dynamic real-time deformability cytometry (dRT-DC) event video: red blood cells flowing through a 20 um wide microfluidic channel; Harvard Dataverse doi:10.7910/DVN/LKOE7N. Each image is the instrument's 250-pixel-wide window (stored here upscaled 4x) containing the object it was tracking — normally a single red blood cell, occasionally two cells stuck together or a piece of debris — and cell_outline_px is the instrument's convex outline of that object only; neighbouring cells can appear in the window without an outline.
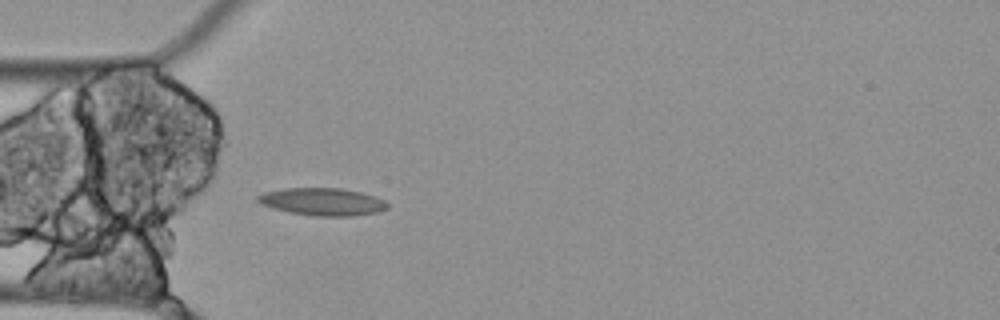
{"species": "Egyptian fruit bat (a non-hibernating species)", "species_latin": "Rousettus aegyptiacus", "temperature_condition": "cold", "stored_images_in_passage": 5, "camera_frame_rate_fps": 3000, "um_per_image_px": 0.085, "animal": {"sex": "female"}, "frame": {"image": 1, "passage_image": 5, "time_ms": 1.333, "image_size_px": [1000, 320], "cell_outline_px": [[388, 208], [376, 212], [352, 216], [316, 216], [288, 212], [272, 208], [260, 204], [256, 200], [256, 196], [264, 192], [284, 188], [340, 188], [360, 192], [376, 196], [384, 200], [388, 204]], "centroid_in_image_um": [27.38, 17.14], "position_along_channel_um": 57.6, "area_um2": 20.87}}